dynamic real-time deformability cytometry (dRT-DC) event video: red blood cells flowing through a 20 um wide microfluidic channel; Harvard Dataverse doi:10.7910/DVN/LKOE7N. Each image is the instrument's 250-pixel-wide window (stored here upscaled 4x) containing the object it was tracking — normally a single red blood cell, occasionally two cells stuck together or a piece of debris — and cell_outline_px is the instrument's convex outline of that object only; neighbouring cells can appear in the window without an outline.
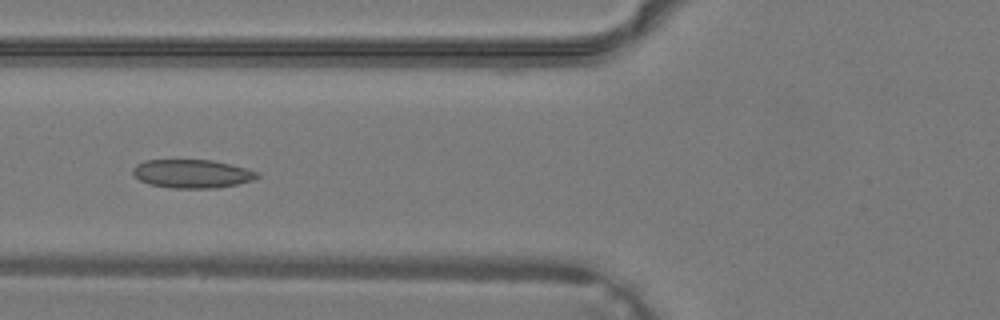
{"species": "common noctule bat (a hibernating species)", "species_latin": "Nyctalus noctula", "temperature_condition": "warm", "stored_images_in_passage": 38, "camera_frame_rate_fps": 3000, "um_per_image_px": 0.085, "animal": {"sex": "male", "body_mass_g": 19.2, "forearm_length_mm": 51.8}, "frame": {"image": 1, "passage_image": 13, "time_ms": 4.0, "image_size_px": [1000, 320], "cell_outline_px": [[260, 176], [252, 180], [236, 184], [216, 188], [172, 188], [148, 184], [140, 180], [132, 172], [132, 168], [136, 164], [144, 160], [212, 160], [232, 164], [256, 172]], "centroid_in_image_um": [16.29, 14.76], "position_along_channel_um": 109.5, "area_um2": 20.58}}
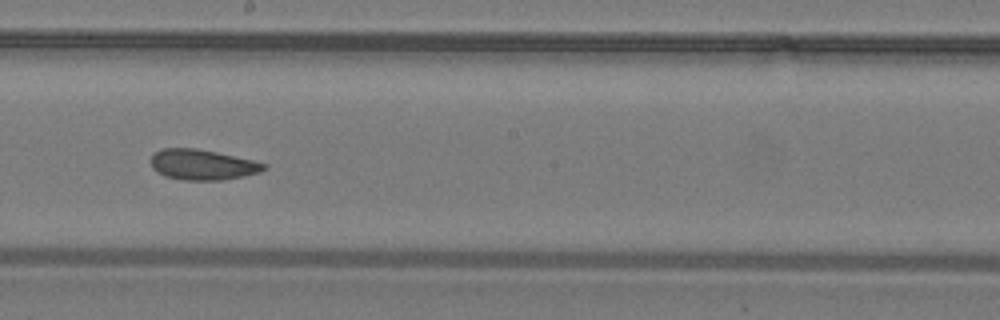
{"frame": {"image": 2, "passage_image": 20, "time_ms": 6.333, "image_size_px": [1000, 320], "cell_outline_px": [[268, 168], [260, 172], [244, 176], [220, 180], [184, 180], [164, 176], [152, 168], [152, 152], [160, 148], [196, 148], [216, 152], [252, 160], [268, 164]], "centroid_in_image_um": [17.2, 13.99], "position_along_channel_um": 231.0, "area_um2": 20.11}}
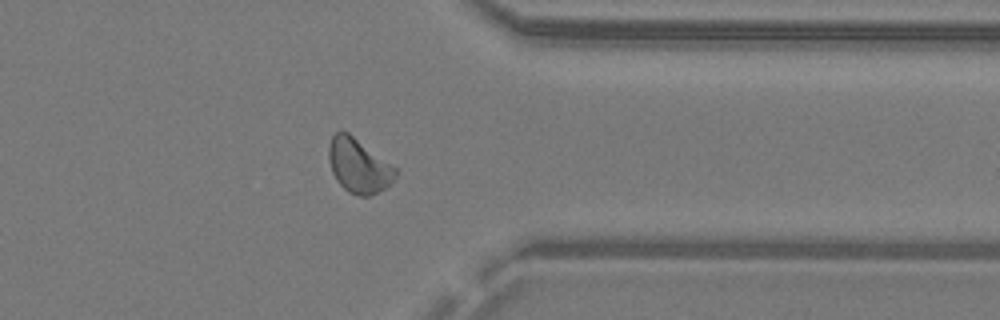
{"frame": {"image": 3, "passage_image": 29, "time_ms": 9.333, "image_size_px": [1000, 320], "cell_outline_px": [[396, 176], [384, 188], [368, 196], [360, 196], [348, 192], [336, 180], [332, 172], [328, 160], [328, 144], [332, 136], [336, 132], [348, 132], [396, 168]], "centroid_in_image_um": [30.44, 14.08], "position_along_channel_um": 381.0, "area_um2": 20.75}}